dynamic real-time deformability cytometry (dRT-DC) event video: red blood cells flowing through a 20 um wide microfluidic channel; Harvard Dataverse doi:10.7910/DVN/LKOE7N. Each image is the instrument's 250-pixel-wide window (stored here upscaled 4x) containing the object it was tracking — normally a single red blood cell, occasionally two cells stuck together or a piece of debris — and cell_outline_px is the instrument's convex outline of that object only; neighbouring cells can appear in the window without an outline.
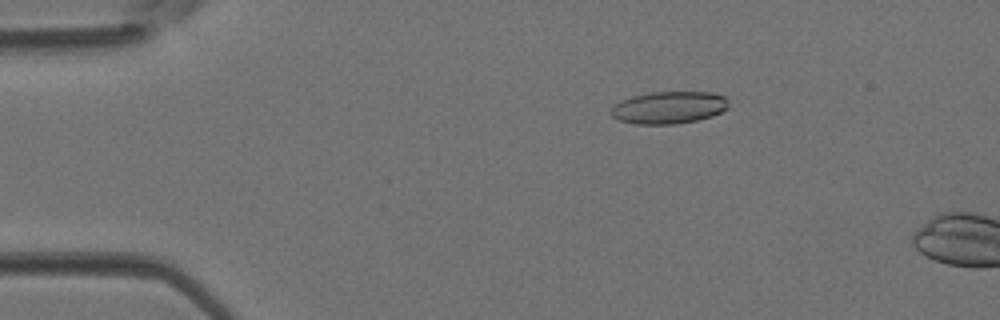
{"species": "Egyptian fruit bat (a non-hibernating species)", "species_latin": "Rousettus aegyptiacus", "temperature_condition": "room temperature", "stored_images_in_passage": 11, "camera_frame_rate_fps": 3000, "um_per_image_px": 0.085, "animal": {"sex": "female"}, "frame": {"image": 1, "passage_image": 8, "time_ms": 2.333, "image_size_px": [1000, 320], "cell_outline_px": [[728, 108], [712, 116], [696, 120], [676, 124], [636, 124], [620, 120], [612, 116], [612, 108], [616, 104], [632, 96], [652, 92], [712, 92], [728, 96]], "centroid_in_image_um": [56.92, 9.13], "position_along_channel_um": 28.1, "area_um2": 22.02}}